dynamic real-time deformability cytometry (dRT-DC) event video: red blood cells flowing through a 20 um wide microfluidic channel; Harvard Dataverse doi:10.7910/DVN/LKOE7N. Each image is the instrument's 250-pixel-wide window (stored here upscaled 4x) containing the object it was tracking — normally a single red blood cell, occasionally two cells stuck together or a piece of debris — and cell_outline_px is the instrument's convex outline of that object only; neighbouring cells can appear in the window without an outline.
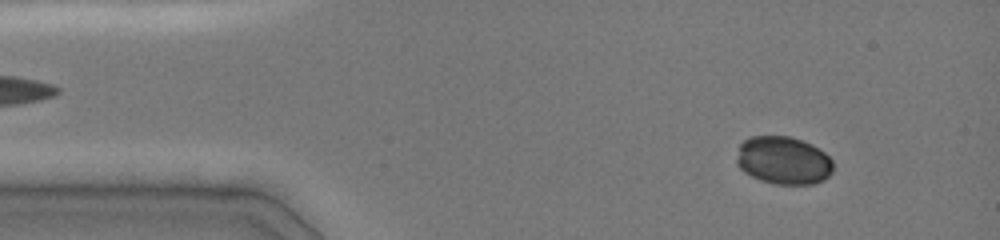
{"species": "common noctule bat (a hibernating species)", "species_latin": "Nyctalus noctula", "temperature_condition": "cold", "stored_images_in_passage": 46, "camera_frame_rate_fps": 3000, "um_per_image_px": 0.085, "animal": {"sex": "female", "body_mass_g": 19.0, "forearm_length_mm": 51.5}, "frame": {"image": 1, "passage_image": 5, "time_ms": 1.333, "image_size_px": [1000, 240], "cell_outline_px": [[832, 172], [824, 180], [816, 184], [776, 184], [760, 180], [744, 172], [736, 164], [736, 160], [740, 144], [748, 136], [792, 136], [812, 144], [824, 152], [832, 160]], "centroid_in_image_um": [66.59, 13.63], "position_along_channel_um": 18.4, "area_um2": 27.17}}
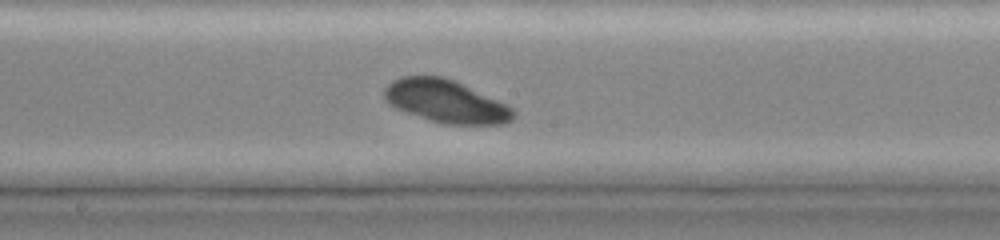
{"frame": {"image": 2, "passage_image": 25, "time_ms": 8.0, "image_size_px": [1000, 240], "cell_outline_px": [[516, 116], [512, 120], [504, 124], [448, 124], [428, 120], [396, 108], [388, 104], [384, 100], [384, 88], [392, 80], [400, 76], [444, 76], [456, 80], [512, 108], [516, 112]], "centroid_in_image_um": [37.87, 8.6], "position_along_channel_um": 210.3, "area_um2": 32.19}}
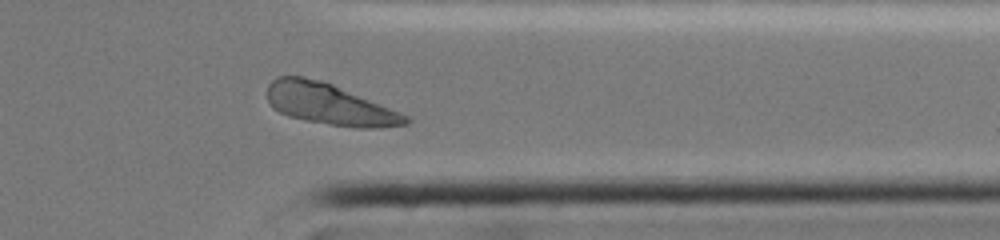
{"frame": {"image": 3, "passage_image": 38, "time_ms": 12.333, "image_size_px": [1000, 240], "cell_outline_px": [[412, 120], [408, 124], [376, 128], [356, 128], [328, 124], [304, 120], [288, 116], [272, 108], [268, 100], [268, 84], [276, 76], [304, 76], [324, 80], [400, 112], [408, 116]], "centroid_in_image_um": [28.0, 8.85], "position_along_channel_um": 383.4, "area_um2": 33.41}}